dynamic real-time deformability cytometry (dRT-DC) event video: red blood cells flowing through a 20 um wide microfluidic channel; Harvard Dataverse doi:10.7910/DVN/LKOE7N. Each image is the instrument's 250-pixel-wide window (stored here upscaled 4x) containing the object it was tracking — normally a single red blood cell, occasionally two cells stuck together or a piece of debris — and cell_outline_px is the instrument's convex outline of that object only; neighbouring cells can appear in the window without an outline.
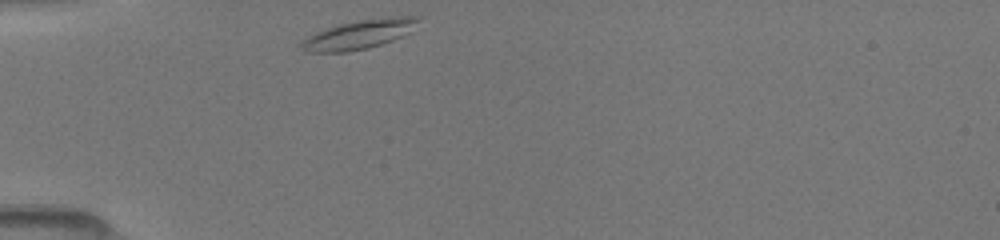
{"species": "common noctule bat (a hibernating species)", "species_latin": "Nyctalus noctula", "temperature_condition": "room temperature", "stored_images_in_passage": 32, "camera_frame_rate_fps": 3000, "um_per_image_px": 0.085, "animal": {"sex": "female", "body_mass_g": 19.5, "forearm_length_mm": 54.1}, "frame": {"image": 1, "passage_image": 1, "time_ms": 0.0, "image_size_px": [1000, 240], "cell_outline_px": [[420, 16], [408, 32], [392, 40], [368, 48], [344, 52], [304, 52], [300, 48], [300, 44], [308, 36], [316, 32], [336, 24], [384, 16]], "centroid_in_image_um": [30.45, 2.92], "position_along_channel_um": 54.6, "area_um2": 19.59}}
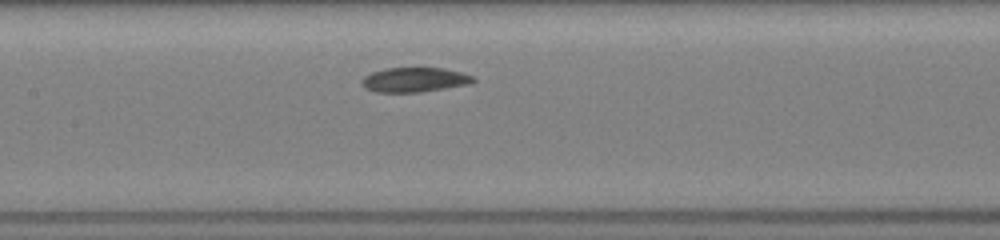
{"frame": {"image": 2, "passage_image": 11, "time_ms": 3.333, "image_size_px": [1000, 240], "cell_outline_px": [[476, 80], [472, 84], [420, 92], [376, 92], [364, 88], [360, 84], [360, 80], [364, 76], [372, 72], [384, 68], [444, 68], [476, 76]], "centroid_in_image_um": [35.24, 6.78], "position_along_channel_um": 172.2, "area_um2": 16.24}}
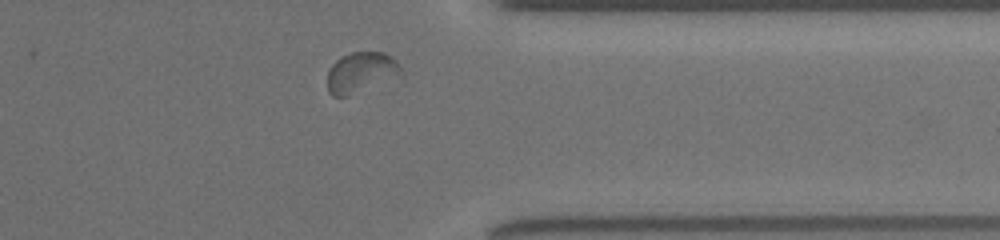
{"frame": {"image": 3, "passage_image": 28, "time_ms": 8.667, "image_size_px": [1000, 240], "cell_outline_px": [[400, 72], [348, 96], [332, 96], [328, 92], [328, 72], [332, 64], [340, 56], [352, 52], [384, 52], [396, 60], [400, 64]], "centroid_in_image_um": [30.59, 6.11], "position_along_channel_um": 380.8, "area_um2": 16.59}}